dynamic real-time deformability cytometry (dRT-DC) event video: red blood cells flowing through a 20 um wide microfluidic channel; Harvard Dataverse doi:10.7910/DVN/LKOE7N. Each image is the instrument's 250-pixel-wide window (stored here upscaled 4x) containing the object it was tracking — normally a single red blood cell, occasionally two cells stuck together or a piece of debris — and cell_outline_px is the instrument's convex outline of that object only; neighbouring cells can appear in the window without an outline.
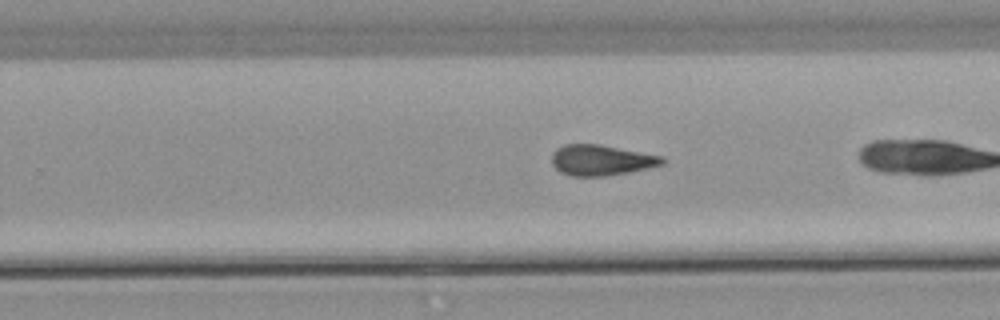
{"species": "common noctule bat (a hibernating species)", "species_latin": "Nyctalus noctula", "temperature_condition": "warm", "stored_images_in_passage": 36, "camera_frame_rate_fps": 3000, "um_per_image_px": 0.085, "animal": {"sex": "male", "body_mass_g": 21.5, "forearm_length_mm": 52.0}, "frame": {"image": 1, "passage_image": 30, "time_ms": 9.667, "image_size_px": [1000, 320], "cell_outline_px": [[664, 164], [628, 172], [604, 176], [572, 176], [560, 172], [552, 164], [552, 152], [556, 148], [564, 144], [600, 144], [664, 156]], "centroid_in_image_um": [51.08, 13.6], "position_along_channel_um": 278.7, "area_um2": 19.77}}